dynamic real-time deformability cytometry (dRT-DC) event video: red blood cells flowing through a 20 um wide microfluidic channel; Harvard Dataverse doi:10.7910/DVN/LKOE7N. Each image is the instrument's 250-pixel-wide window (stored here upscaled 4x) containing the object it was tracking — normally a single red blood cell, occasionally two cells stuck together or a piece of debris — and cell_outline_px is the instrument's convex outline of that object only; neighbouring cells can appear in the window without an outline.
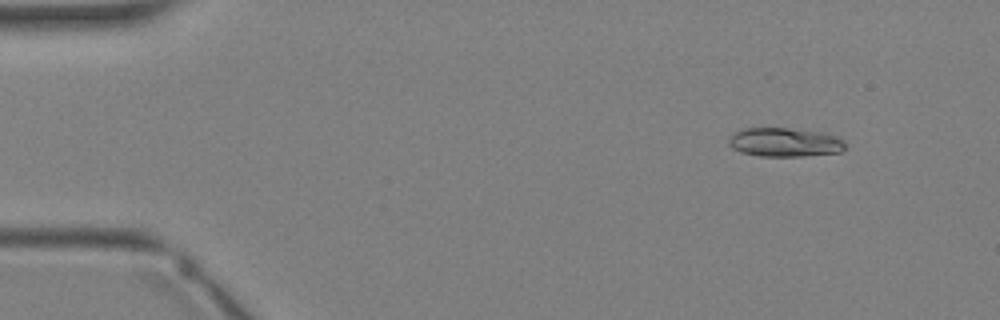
{"species": "Egyptian fruit bat (a non-hibernating species)", "species_latin": "Rousettus aegyptiacus", "temperature_condition": "warm", "stored_images_in_passage": 3, "camera_frame_rate_fps": 3000, "um_per_image_px": 0.085, "animal": {"sex": "female"}, "frame": {"image": 1, "passage_image": 1, "time_ms": 0.0, "image_size_px": [1000, 320], "cell_outline_px": [[844, 148], [840, 152], [800, 156], [760, 156], [740, 152], [732, 148], [728, 144], [728, 140], [732, 132], [744, 128], [788, 128], [824, 132], [836, 136], [844, 140]], "centroid_in_image_um": [66.66, 12.08], "position_along_channel_um": 18.3, "area_um2": 19.77}}
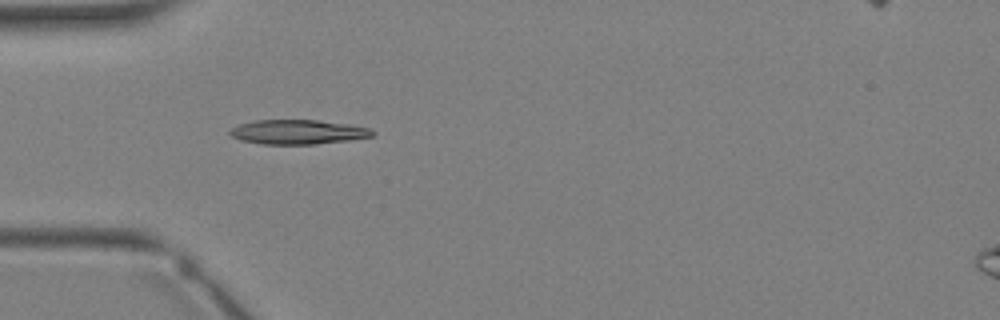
{"frame": {"image": 2, "passage_image": 3, "time_ms": 2.333, "image_size_px": [1000, 320], "cell_outline_px": [[376, 132], [372, 136], [352, 140], [316, 144], [264, 144], [240, 140], [232, 136], [228, 132], [232, 128], [240, 124], [256, 120], [316, 120], [348, 124], [368, 128]], "centroid_in_image_um": [25.33, 11.22], "position_along_channel_um": 59.7, "area_um2": 20.23}}